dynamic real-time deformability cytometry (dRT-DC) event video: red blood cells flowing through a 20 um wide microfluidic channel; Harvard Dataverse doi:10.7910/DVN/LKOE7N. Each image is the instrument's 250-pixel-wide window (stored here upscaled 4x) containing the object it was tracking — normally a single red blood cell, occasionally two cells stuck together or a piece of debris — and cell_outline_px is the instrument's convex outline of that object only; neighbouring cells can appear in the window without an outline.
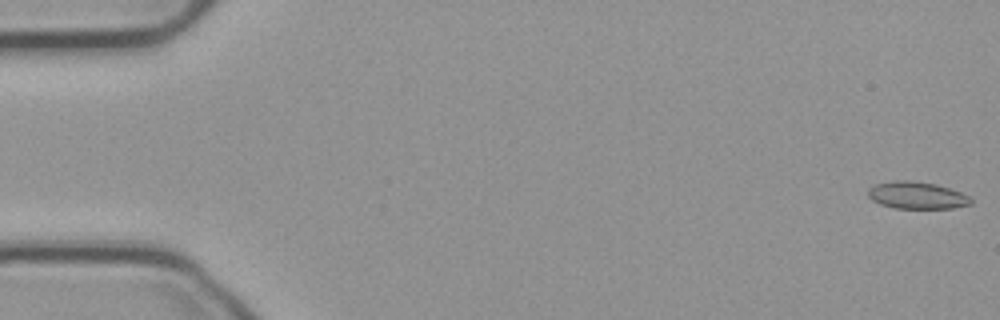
{"species": "common noctule bat (a hibernating species)", "species_latin": "Nyctalus noctula", "temperature_condition": "cold", "stored_images_in_passage": 55, "camera_frame_rate_fps": 3000, "um_per_image_px": 0.085, "animal": {"sex": "male", "body_mass_g": 23.1, "forearm_length_mm": 52.7}, "frame": {"image": 1, "passage_image": 1, "time_ms": 0.0, "image_size_px": [1000, 320], "cell_outline_px": [[972, 204], [952, 208], [892, 208], [880, 204], [872, 200], [868, 196], [868, 188], [876, 184], [896, 180], [908, 180], [936, 184], [960, 192], [968, 196], [972, 200]], "centroid_in_image_um": [77.91, 16.61], "position_along_channel_um": 7.1, "area_um2": 16.18}}
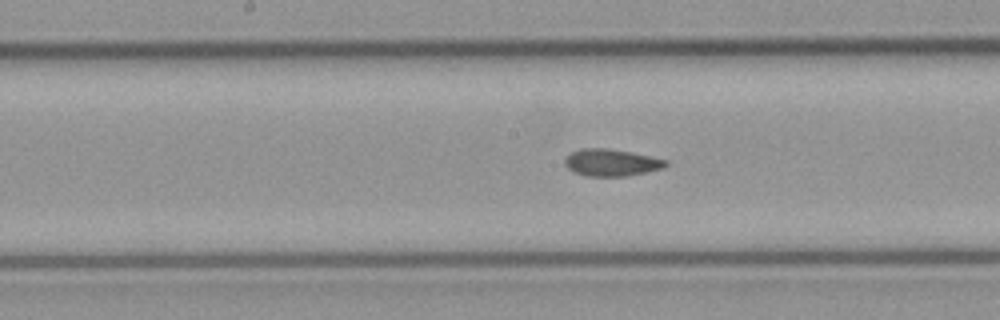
{"frame": {"image": 2, "passage_image": 28, "time_ms": 9.0, "image_size_px": [1000, 320], "cell_outline_px": [[668, 164], [664, 168], [628, 176], [584, 176], [568, 168], [564, 164], [564, 160], [572, 152], [580, 148], [608, 148], [632, 152], [668, 160]], "centroid_in_image_um": [51.99, 13.81], "position_along_channel_um": 196.2, "area_um2": 15.95}}
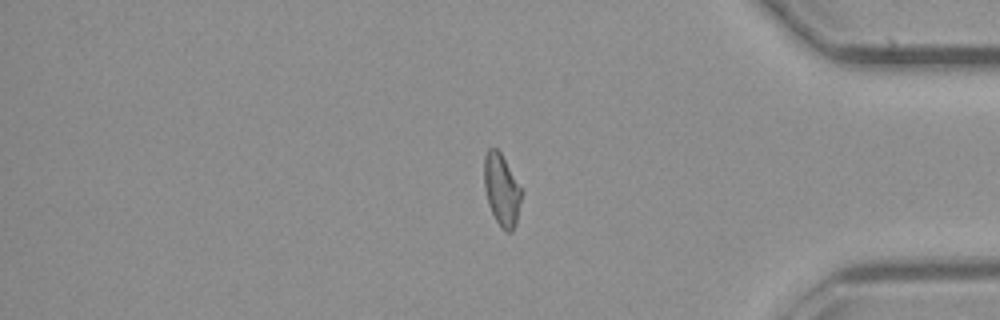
{"frame": {"image": 3, "passage_image": 46, "time_ms": 15.0, "image_size_px": [1000, 320], "cell_outline_px": [[524, 192], [516, 224], [512, 232], [508, 232], [496, 220], [488, 204], [484, 188], [484, 156], [488, 148], [496, 148], [500, 152]], "centroid_in_image_um": [42.66, 16.13], "position_along_channel_um": 392.5, "area_um2": 15.72}, "authors_computed_cell_mechanics": {"area_um2": 16.0684, "velocity_mm_per_s": 3.7282, "shape_relaxation_time_tau1_ms": null, "shape_relaxation_time_tau2_ms": 3.7834, "deformation_change_tau1": null, "deformation_change_tau2": 0.0903}}